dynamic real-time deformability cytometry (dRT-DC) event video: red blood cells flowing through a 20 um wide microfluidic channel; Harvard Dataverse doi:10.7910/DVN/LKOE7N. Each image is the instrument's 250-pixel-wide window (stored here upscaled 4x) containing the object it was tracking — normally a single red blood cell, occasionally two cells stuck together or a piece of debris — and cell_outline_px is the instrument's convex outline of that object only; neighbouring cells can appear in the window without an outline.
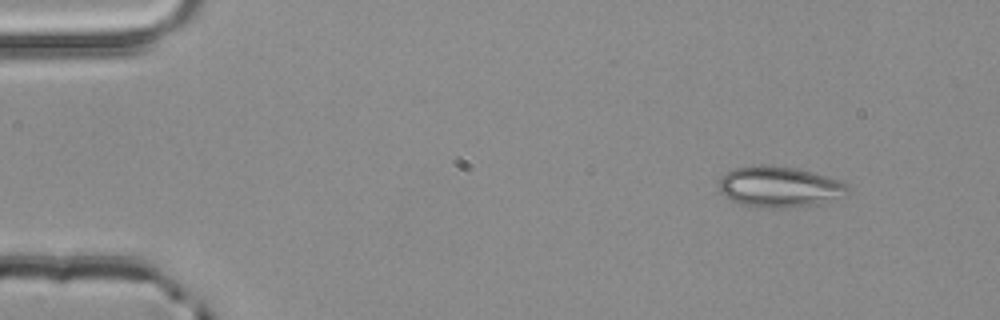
{"species": "common noctule bat (a hibernating species)", "species_latin": "Nyctalus noctula", "temperature_condition": "room temperature", "stored_images_in_passage": 3, "camera_frame_rate_fps": 3000, "um_per_image_px": 0.085, "animal": {"sex": "male", "body_mass_g": 20.4}, "frame": {"image": 1, "passage_image": 1, "time_ms": 0.0, "image_size_px": [1000, 320], "cell_outline_px": [[848, 196], [820, 204], [780, 208], [760, 208], [740, 204], [724, 196], [716, 188], [716, 184], [720, 176], [732, 168], [752, 164], [768, 164], [796, 168], [812, 172], [840, 180], [848, 184]], "centroid_in_image_um": [66.21, 15.87], "position_along_channel_um": 18.8, "area_um2": 31.62}}
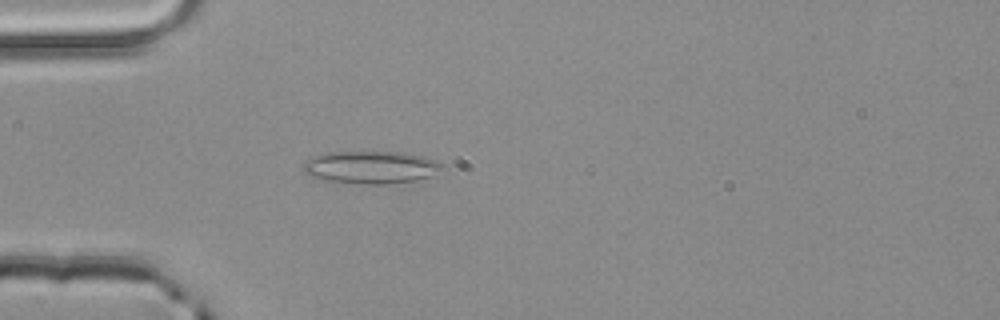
{"frame": {"image": 2, "passage_image": 3, "time_ms": 0.667, "image_size_px": [1000, 320], "cell_outline_px": [[448, 168], [428, 176], [416, 180], [388, 184], [360, 184], [324, 180], [312, 176], [304, 172], [304, 164], [312, 156], [324, 152], [404, 152], [424, 156], [436, 160], [444, 164]], "centroid_in_image_um": [31.58, 14.21], "position_along_channel_um": 53.4, "area_um2": 26.59}}